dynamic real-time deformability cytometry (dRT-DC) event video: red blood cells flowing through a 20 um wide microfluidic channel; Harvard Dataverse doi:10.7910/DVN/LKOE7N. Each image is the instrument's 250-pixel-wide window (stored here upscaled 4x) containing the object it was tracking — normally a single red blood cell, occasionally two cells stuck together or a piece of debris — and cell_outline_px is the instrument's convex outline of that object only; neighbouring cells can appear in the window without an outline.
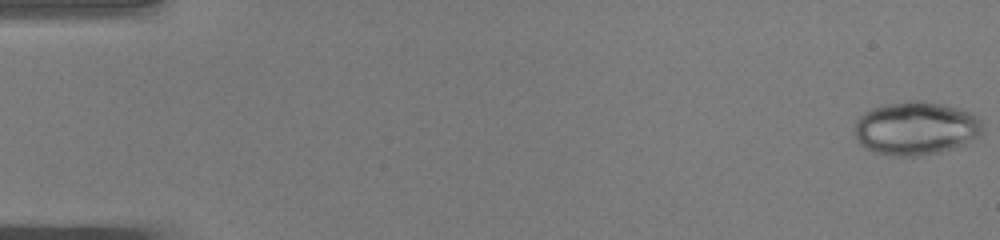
{"species": "common noctule bat (a hibernating species)", "species_latin": "Nyctalus noctula", "temperature_condition": "warm", "stored_images_in_passage": 50, "camera_frame_rate_fps": 3000, "um_per_image_px": 0.085, "animal": {"sex": "male", "body_mass_g": 19.0, "forearm_length_mm": 50.8}, "frame": {"image": 1, "passage_image": 1, "time_ms": 0.0, "image_size_px": [1000, 240], "cell_outline_px": [[984, 128], [980, 136], [972, 144], [924, 156], [896, 156], [872, 152], [864, 148], [856, 140], [852, 132], [856, 120], [864, 112], [872, 108], [884, 104], [908, 100], [924, 100], [948, 104], [964, 108], [972, 112], [980, 120]], "centroid_in_image_um": [77.89, 10.9], "position_along_channel_um": 7.1, "area_um2": 41.38}}